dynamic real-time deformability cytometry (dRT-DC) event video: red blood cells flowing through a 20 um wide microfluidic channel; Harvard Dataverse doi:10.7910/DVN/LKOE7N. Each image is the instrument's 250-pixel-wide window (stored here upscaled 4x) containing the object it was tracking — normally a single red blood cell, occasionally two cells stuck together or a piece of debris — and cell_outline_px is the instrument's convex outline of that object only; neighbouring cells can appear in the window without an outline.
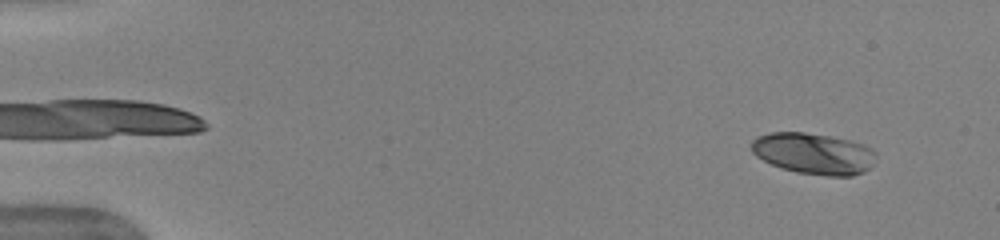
{"species": "human", "species_latin": "Homo sapiens", "temperature_condition": "warm", "stored_images_in_passage": 42, "camera_frame_rate_fps": 3000, "um_per_image_px": 0.085, "donor": {"sex": "female"}, "frame": {"image": 1, "passage_image": 3, "time_ms": 0.667, "image_size_px": [1000, 240], "cell_outline_px": [[876, 152], [872, 164], [864, 172], [852, 176], [828, 176], [796, 172], [780, 168], [756, 156], [752, 152], [752, 140], [756, 136], [772, 132], [804, 132], [832, 136], [864, 144], [872, 148]], "centroid_in_image_um": [69.16, 13.05], "position_along_channel_um": 15.8, "area_um2": 30.06}}
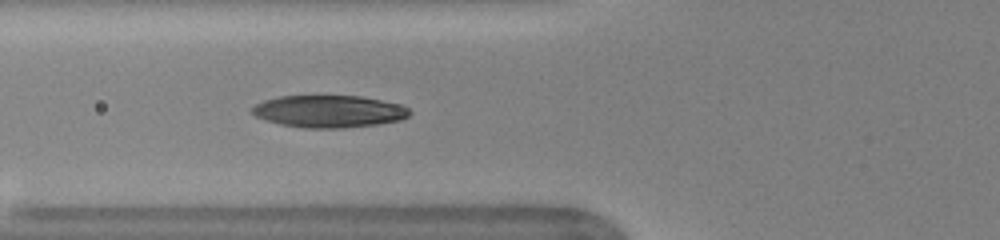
{"frame": {"image": 2, "passage_image": 16, "time_ms": 5.0, "image_size_px": [1000, 240], "cell_outline_px": [[412, 112], [408, 116], [400, 120], [380, 124], [340, 128], [304, 128], [280, 124], [256, 116], [252, 112], [252, 108], [256, 104], [264, 100], [280, 96], [360, 96], [400, 104], [408, 108]], "centroid_in_image_um": [27.99, 9.47], "position_along_channel_um": 97.8, "area_um2": 29.42}}
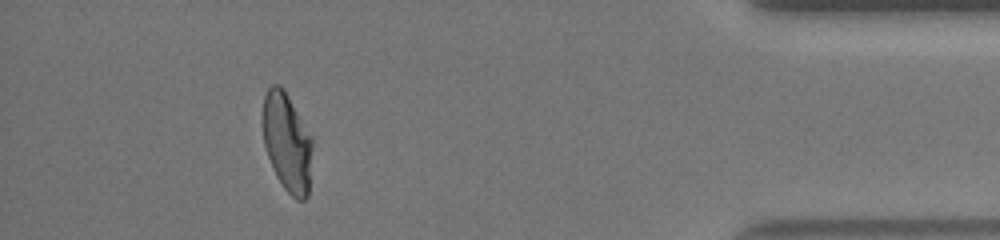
{"frame": {"image": 3, "passage_image": 40, "time_ms": 13.0, "image_size_px": [1000, 240], "cell_outline_px": [[312, 148], [308, 196], [304, 200], [296, 200], [284, 188], [276, 176], [272, 168], [264, 144], [264, 96], [268, 88], [272, 84], [280, 84], [284, 88], [312, 136]], "centroid_in_image_um": [24.42, 12.09], "position_along_channel_um": 410.8, "area_um2": 28.44}, "authors_computed_cell_mechanics": {"area_um2": 29.8248, "velocity_mm_per_s": 3.9592, "shape_relaxation_time_tau1_ms": 3.3679, "shape_relaxation_time_tau2_ms": 1.4431, "deformation_change_tau1": 0.1787, "deformation_change_tau2": 0.0566}}